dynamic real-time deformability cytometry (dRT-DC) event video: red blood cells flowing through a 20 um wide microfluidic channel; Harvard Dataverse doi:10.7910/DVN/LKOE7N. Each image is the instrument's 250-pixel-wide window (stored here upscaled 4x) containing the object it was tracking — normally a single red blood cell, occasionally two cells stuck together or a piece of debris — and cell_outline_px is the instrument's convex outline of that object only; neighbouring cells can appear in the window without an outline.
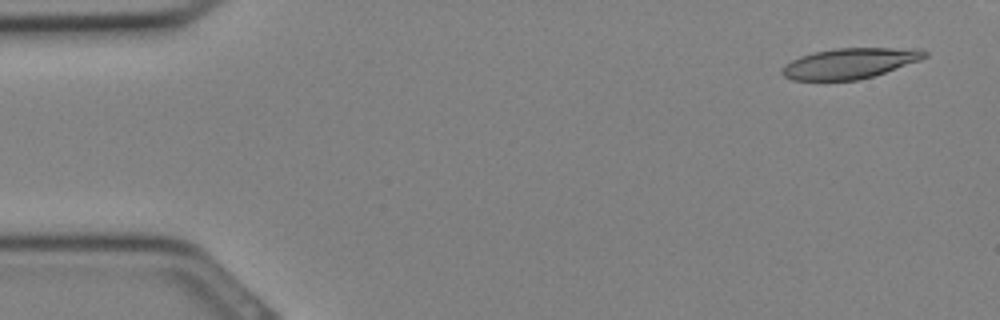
{"species": "Egyptian fruit bat (a non-hibernating species)", "species_latin": "Rousettus aegyptiacus", "temperature_condition": "cold", "stored_images_in_passage": 29, "camera_frame_rate_fps": 3000, "um_per_image_px": 0.085, "animal": {"sex": "female"}, "frame": {"image": 1, "passage_image": 2, "time_ms": 0.333, "image_size_px": [1000, 320], "cell_outline_px": [[928, 56], [920, 60], [872, 76], [856, 80], [792, 80], [784, 76], [780, 72], [784, 64], [800, 56], [816, 52], [836, 48], [924, 48], [928, 52]], "centroid_in_image_um": [72.25, 5.37], "position_along_channel_um": 12.8, "area_um2": 25.26}}
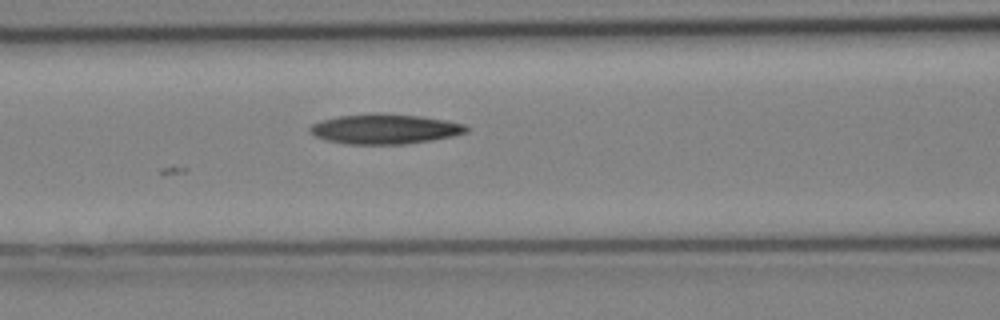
{"frame": {"image": 2, "passage_image": 13, "time_ms": 4.0, "image_size_px": [1000, 320], "cell_outline_px": [[468, 132], [452, 136], [432, 140], [404, 144], [344, 144], [328, 140], [316, 136], [308, 132], [308, 128], [312, 124], [320, 120], [340, 116], [420, 116], [448, 120], [464, 124], [468, 128]], "centroid_in_image_um": [32.72, 11.01], "position_along_channel_um": 133.9, "area_um2": 26.3}}
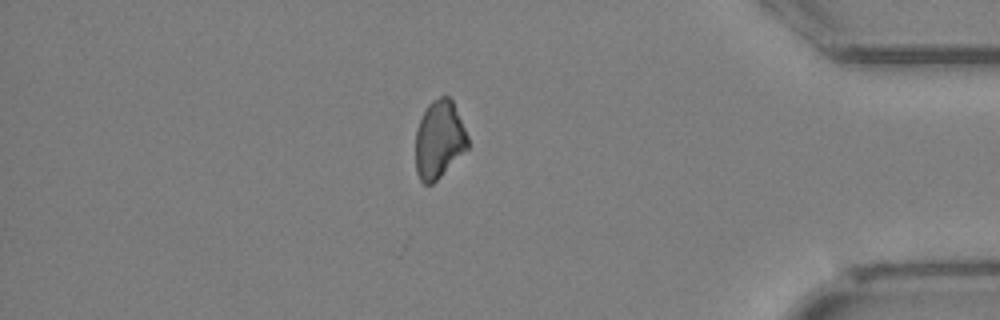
{"frame": {"image": 3, "passage_image": 27, "time_ms": 8.667, "image_size_px": [1000, 320], "cell_outline_px": [[468, 148], [432, 184], [424, 184], [420, 180], [416, 172], [416, 128], [428, 104], [432, 100], [440, 96], [448, 96], [452, 100], [468, 136]], "centroid_in_image_um": [37.31, 11.86], "position_along_channel_um": 397.9, "area_um2": 23.47}}